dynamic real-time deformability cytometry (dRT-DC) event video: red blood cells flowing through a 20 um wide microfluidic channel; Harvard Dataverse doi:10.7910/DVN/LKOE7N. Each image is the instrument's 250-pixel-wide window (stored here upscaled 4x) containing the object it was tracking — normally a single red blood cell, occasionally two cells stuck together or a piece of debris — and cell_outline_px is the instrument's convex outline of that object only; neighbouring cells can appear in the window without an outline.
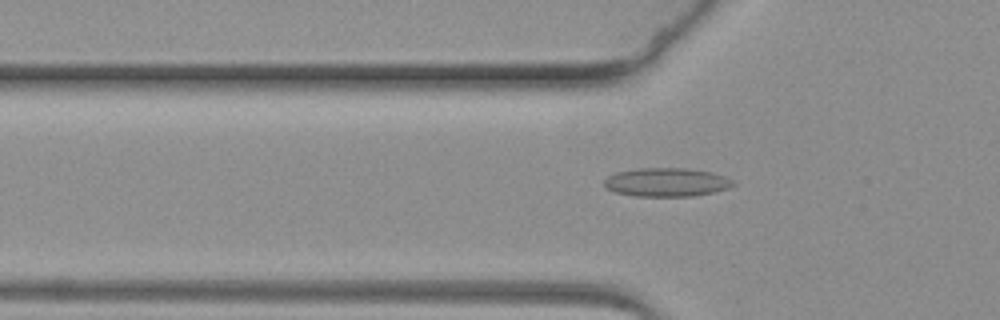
{"species": "common noctule bat (a hibernating species)", "species_latin": "Nyctalus noctula", "temperature_condition": "warm", "stored_images_in_passage": 54, "camera_frame_rate_fps": 3000, "um_per_image_px": 0.085, "animal": {"sex": "female", "body_mass_g": 19.3, "forearm_length_mm": 54.1}, "frame": {"image": 1, "passage_image": 12, "time_ms": 3.667, "image_size_px": [1000, 320], "cell_outline_px": [[736, 184], [728, 188], [712, 192], [692, 196], [636, 196], [616, 192], [608, 188], [604, 184], [604, 180], [608, 176], [616, 172], [640, 168], [688, 168], [712, 172], [724, 176], [732, 180]], "centroid_in_image_um": [56.67, 15.48], "position_along_channel_um": 69.1, "area_um2": 21.39}}
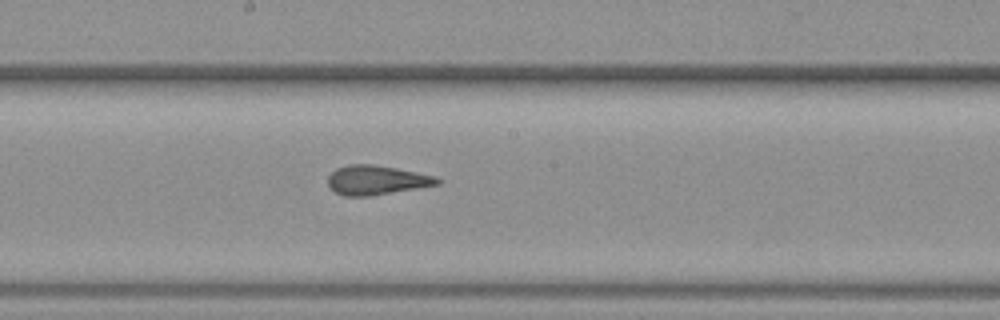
{"frame": {"image": 2, "passage_image": 25, "time_ms": 8.0, "image_size_px": [1000, 320], "cell_outline_px": [[440, 184], [368, 196], [344, 196], [336, 192], [328, 184], [328, 176], [336, 168], [348, 164], [372, 164], [396, 168], [436, 176], [440, 180]], "centroid_in_image_um": [31.98, 15.3], "position_along_channel_um": 216.2, "area_um2": 18.5}}
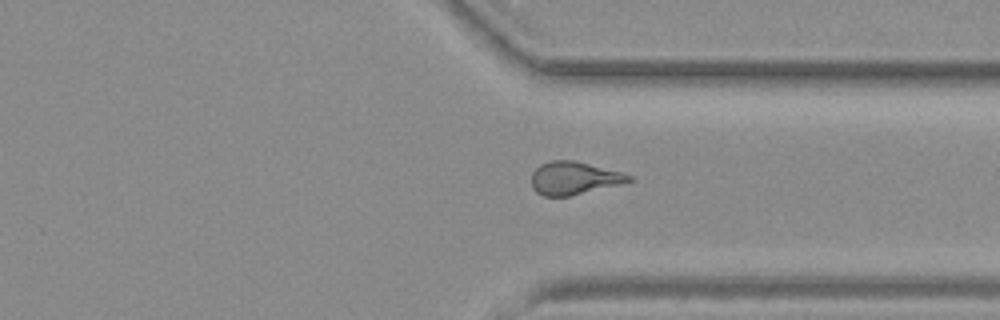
{"frame": {"image": 3, "passage_image": 38, "time_ms": 12.333, "image_size_px": [1000, 320], "cell_outline_px": [[636, 180], [620, 184], [568, 196], [544, 196], [536, 192], [532, 188], [532, 172], [540, 164], [552, 160], [576, 160], [620, 172], [632, 176]], "centroid_in_image_um": [48.78, 15.13], "position_along_channel_um": 362.6, "area_um2": 18.61}}